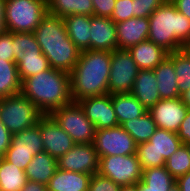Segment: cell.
Returning a JSON list of instances; mask_svg holds the SVG:
<instances>
[{
  "mask_svg": "<svg viewBox=\"0 0 190 191\" xmlns=\"http://www.w3.org/2000/svg\"><path fill=\"white\" fill-rule=\"evenodd\" d=\"M157 79V88L161 99L180 98L177 74L173 62L167 57L156 68L153 69Z\"/></svg>",
  "mask_w": 190,
  "mask_h": 191,
  "instance_id": "obj_24",
  "label": "cell"
},
{
  "mask_svg": "<svg viewBox=\"0 0 190 191\" xmlns=\"http://www.w3.org/2000/svg\"><path fill=\"white\" fill-rule=\"evenodd\" d=\"M49 115L71 136L76 144L93 143L96 133L95 125L86 117L77 102L57 108Z\"/></svg>",
  "mask_w": 190,
  "mask_h": 191,
  "instance_id": "obj_7",
  "label": "cell"
},
{
  "mask_svg": "<svg viewBox=\"0 0 190 191\" xmlns=\"http://www.w3.org/2000/svg\"><path fill=\"white\" fill-rule=\"evenodd\" d=\"M119 191H139V182L135 185L121 186Z\"/></svg>",
  "mask_w": 190,
  "mask_h": 191,
  "instance_id": "obj_50",
  "label": "cell"
},
{
  "mask_svg": "<svg viewBox=\"0 0 190 191\" xmlns=\"http://www.w3.org/2000/svg\"><path fill=\"white\" fill-rule=\"evenodd\" d=\"M39 128L44 151L56 159L66 154L76 144L50 115H43L39 119Z\"/></svg>",
  "mask_w": 190,
  "mask_h": 191,
  "instance_id": "obj_12",
  "label": "cell"
},
{
  "mask_svg": "<svg viewBox=\"0 0 190 191\" xmlns=\"http://www.w3.org/2000/svg\"><path fill=\"white\" fill-rule=\"evenodd\" d=\"M92 175L57 169L47 184V191H88Z\"/></svg>",
  "mask_w": 190,
  "mask_h": 191,
  "instance_id": "obj_21",
  "label": "cell"
},
{
  "mask_svg": "<svg viewBox=\"0 0 190 191\" xmlns=\"http://www.w3.org/2000/svg\"><path fill=\"white\" fill-rule=\"evenodd\" d=\"M0 59L15 62V48L13 44V32L0 34Z\"/></svg>",
  "mask_w": 190,
  "mask_h": 191,
  "instance_id": "obj_40",
  "label": "cell"
},
{
  "mask_svg": "<svg viewBox=\"0 0 190 191\" xmlns=\"http://www.w3.org/2000/svg\"><path fill=\"white\" fill-rule=\"evenodd\" d=\"M12 140V134L6 126L0 121V156L3 157L9 148Z\"/></svg>",
  "mask_w": 190,
  "mask_h": 191,
  "instance_id": "obj_43",
  "label": "cell"
},
{
  "mask_svg": "<svg viewBox=\"0 0 190 191\" xmlns=\"http://www.w3.org/2000/svg\"><path fill=\"white\" fill-rule=\"evenodd\" d=\"M165 167L175 179L190 171V151L186 144H181L166 160Z\"/></svg>",
  "mask_w": 190,
  "mask_h": 191,
  "instance_id": "obj_34",
  "label": "cell"
},
{
  "mask_svg": "<svg viewBox=\"0 0 190 191\" xmlns=\"http://www.w3.org/2000/svg\"><path fill=\"white\" fill-rule=\"evenodd\" d=\"M112 104L119 125L148 112L131 93L113 94Z\"/></svg>",
  "mask_w": 190,
  "mask_h": 191,
  "instance_id": "obj_25",
  "label": "cell"
},
{
  "mask_svg": "<svg viewBox=\"0 0 190 191\" xmlns=\"http://www.w3.org/2000/svg\"><path fill=\"white\" fill-rule=\"evenodd\" d=\"M110 70L111 52L104 50L81 51L78 62L70 72L73 102L87 97L108 94Z\"/></svg>",
  "mask_w": 190,
  "mask_h": 191,
  "instance_id": "obj_1",
  "label": "cell"
},
{
  "mask_svg": "<svg viewBox=\"0 0 190 191\" xmlns=\"http://www.w3.org/2000/svg\"><path fill=\"white\" fill-rule=\"evenodd\" d=\"M27 182L25 170L6 161H0V191H21Z\"/></svg>",
  "mask_w": 190,
  "mask_h": 191,
  "instance_id": "obj_32",
  "label": "cell"
},
{
  "mask_svg": "<svg viewBox=\"0 0 190 191\" xmlns=\"http://www.w3.org/2000/svg\"><path fill=\"white\" fill-rule=\"evenodd\" d=\"M34 152H23V151H15V149H7L3 158L13 163L18 168L25 170L28 164L32 161L34 157Z\"/></svg>",
  "mask_w": 190,
  "mask_h": 191,
  "instance_id": "obj_38",
  "label": "cell"
},
{
  "mask_svg": "<svg viewBox=\"0 0 190 191\" xmlns=\"http://www.w3.org/2000/svg\"><path fill=\"white\" fill-rule=\"evenodd\" d=\"M120 186L99 173L92 175L88 191H119Z\"/></svg>",
  "mask_w": 190,
  "mask_h": 191,
  "instance_id": "obj_39",
  "label": "cell"
},
{
  "mask_svg": "<svg viewBox=\"0 0 190 191\" xmlns=\"http://www.w3.org/2000/svg\"><path fill=\"white\" fill-rule=\"evenodd\" d=\"M21 87L17 64L0 59V99L21 93Z\"/></svg>",
  "mask_w": 190,
  "mask_h": 191,
  "instance_id": "obj_30",
  "label": "cell"
},
{
  "mask_svg": "<svg viewBox=\"0 0 190 191\" xmlns=\"http://www.w3.org/2000/svg\"><path fill=\"white\" fill-rule=\"evenodd\" d=\"M139 70L128 50L111 51L108 93L111 95L130 93Z\"/></svg>",
  "mask_w": 190,
  "mask_h": 191,
  "instance_id": "obj_9",
  "label": "cell"
},
{
  "mask_svg": "<svg viewBox=\"0 0 190 191\" xmlns=\"http://www.w3.org/2000/svg\"><path fill=\"white\" fill-rule=\"evenodd\" d=\"M21 191H47V185L27 180Z\"/></svg>",
  "mask_w": 190,
  "mask_h": 191,
  "instance_id": "obj_45",
  "label": "cell"
},
{
  "mask_svg": "<svg viewBox=\"0 0 190 191\" xmlns=\"http://www.w3.org/2000/svg\"><path fill=\"white\" fill-rule=\"evenodd\" d=\"M50 67L70 73L80 56L76 45L39 46Z\"/></svg>",
  "mask_w": 190,
  "mask_h": 191,
  "instance_id": "obj_20",
  "label": "cell"
},
{
  "mask_svg": "<svg viewBox=\"0 0 190 191\" xmlns=\"http://www.w3.org/2000/svg\"><path fill=\"white\" fill-rule=\"evenodd\" d=\"M98 173L121 187L137 184L142 178L143 170L136 154L114 155L99 157Z\"/></svg>",
  "mask_w": 190,
  "mask_h": 191,
  "instance_id": "obj_8",
  "label": "cell"
},
{
  "mask_svg": "<svg viewBox=\"0 0 190 191\" xmlns=\"http://www.w3.org/2000/svg\"><path fill=\"white\" fill-rule=\"evenodd\" d=\"M120 126L132 136L137 145L148 142L157 129V125L149 112L141 117L123 122Z\"/></svg>",
  "mask_w": 190,
  "mask_h": 191,
  "instance_id": "obj_31",
  "label": "cell"
},
{
  "mask_svg": "<svg viewBox=\"0 0 190 191\" xmlns=\"http://www.w3.org/2000/svg\"><path fill=\"white\" fill-rule=\"evenodd\" d=\"M148 19V40L168 53L179 51L190 37V20L170 0L159 6Z\"/></svg>",
  "mask_w": 190,
  "mask_h": 191,
  "instance_id": "obj_3",
  "label": "cell"
},
{
  "mask_svg": "<svg viewBox=\"0 0 190 191\" xmlns=\"http://www.w3.org/2000/svg\"><path fill=\"white\" fill-rule=\"evenodd\" d=\"M21 93L42 113L49 115L53 110L73 102L70 87V73L49 69L25 78Z\"/></svg>",
  "mask_w": 190,
  "mask_h": 191,
  "instance_id": "obj_2",
  "label": "cell"
},
{
  "mask_svg": "<svg viewBox=\"0 0 190 191\" xmlns=\"http://www.w3.org/2000/svg\"><path fill=\"white\" fill-rule=\"evenodd\" d=\"M70 40L80 51L90 50L91 16L68 15L63 18Z\"/></svg>",
  "mask_w": 190,
  "mask_h": 191,
  "instance_id": "obj_23",
  "label": "cell"
},
{
  "mask_svg": "<svg viewBox=\"0 0 190 191\" xmlns=\"http://www.w3.org/2000/svg\"><path fill=\"white\" fill-rule=\"evenodd\" d=\"M177 10L190 20V0H170Z\"/></svg>",
  "mask_w": 190,
  "mask_h": 191,
  "instance_id": "obj_44",
  "label": "cell"
},
{
  "mask_svg": "<svg viewBox=\"0 0 190 191\" xmlns=\"http://www.w3.org/2000/svg\"><path fill=\"white\" fill-rule=\"evenodd\" d=\"M169 191H181V190L179 185L176 182H174V184H172V186L170 187Z\"/></svg>",
  "mask_w": 190,
  "mask_h": 191,
  "instance_id": "obj_51",
  "label": "cell"
},
{
  "mask_svg": "<svg viewBox=\"0 0 190 191\" xmlns=\"http://www.w3.org/2000/svg\"><path fill=\"white\" fill-rule=\"evenodd\" d=\"M33 33L39 46L75 45L68 37L63 18L49 13Z\"/></svg>",
  "mask_w": 190,
  "mask_h": 191,
  "instance_id": "obj_16",
  "label": "cell"
},
{
  "mask_svg": "<svg viewBox=\"0 0 190 191\" xmlns=\"http://www.w3.org/2000/svg\"><path fill=\"white\" fill-rule=\"evenodd\" d=\"M180 51L186 56H190V37L182 44Z\"/></svg>",
  "mask_w": 190,
  "mask_h": 191,
  "instance_id": "obj_48",
  "label": "cell"
},
{
  "mask_svg": "<svg viewBox=\"0 0 190 191\" xmlns=\"http://www.w3.org/2000/svg\"><path fill=\"white\" fill-rule=\"evenodd\" d=\"M5 7L6 0H0V34L6 32V23H5Z\"/></svg>",
  "mask_w": 190,
  "mask_h": 191,
  "instance_id": "obj_47",
  "label": "cell"
},
{
  "mask_svg": "<svg viewBox=\"0 0 190 191\" xmlns=\"http://www.w3.org/2000/svg\"><path fill=\"white\" fill-rule=\"evenodd\" d=\"M188 109L181 98L161 99L148 112L157 128L177 133Z\"/></svg>",
  "mask_w": 190,
  "mask_h": 191,
  "instance_id": "obj_14",
  "label": "cell"
},
{
  "mask_svg": "<svg viewBox=\"0 0 190 191\" xmlns=\"http://www.w3.org/2000/svg\"><path fill=\"white\" fill-rule=\"evenodd\" d=\"M128 52L140 70H153L168 56L166 50L149 40L134 45Z\"/></svg>",
  "mask_w": 190,
  "mask_h": 191,
  "instance_id": "obj_19",
  "label": "cell"
},
{
  "mask_svg": "<svg viewBox=\"0 0 190 191\" xmlns=\"http://www.w3.org/2000/svg\"><path fill=\"white\" fill-rule=\"evenodd\" d=\"M157 85L153 70H139L130 93L149 111L161 100Z\"/></svg>",
  "mask_w": 190,
  "mask_h": 191,
  "instance_id": "obj_18",
  "label": "cell"
},
{
  "mask_svg": "<svg viewBox=\"0 0 190 191\" xmlns=\"http://www.w3.org/2000/svg\"><path fill=\"white\" fill-rule=\"evenodd\" d=\"M174 65L177 74V84L180 95L190 88V57L186 56L182 51L168 53L167 56Z\"/></svg>",
  "mask_w": 190,
  "mask_h": 191,
  "instance_id": "obj_33",
  "label": "cell"
},
{
  "mask_svg": "<svg viewBox=\"0 0 190 191\" xmlns=\"http://www.w3.org/2000/svg\"><path fill=\"white\" fill-rule=\"evenodd\" d=\"M21 81L50 68L48 59L40 48H28L22 60L17 63Z\"/></svg>",
  "mask_w": 190,
  "mask_h": 191,
  "instance_id": "obj_28",
  "label": "cell"
},
{
  "mask_svg": "<svg viewBox=\"0 0 190 191\" xmlns=\"http://www.w3.org/2000/svg\"><path fill=\"white\" fill-rule=\"evenodd\" d=\"M134 17V7L132 0H116L111 19L115 22H121Z\"/></svg>",
  "mask_w": 190,
  "mask_h": 191,
  "instance_id": "obj_36",
  "label": "cell"
},
{
  "mask_svg": "<svg viewBox=\"0 0 190 191\" xmlns=\"http://www.w3.org/2000/svg\"><path fill=\"white\" fill-rule=\"evenodd\" d=\"M167 0H132L134 17H149L159 6Z\"/></svg>",
  "mask_w": 190,
  "mask_h": 191,
  "instance_id": "obj_37",
  "label": "cell"
},
{
  "mask_svg": "<svg viewBox=\"0 0 190 191\" xmlns=\"http://www.w3.org/2000/svg\"><path fill=\"white\" fill-rule=\"evenodd\" d=\"M13 44L15 48V63L22 60L24 52L28 48H40L34 33L13 32Z\"/></svg>",
  "mask_w": 190,
  "mask_h": 191,
  "instance_id": "obj_35",
  "label": "cell"
},
{
  "mask_svg": "<svg viewBox=\"0 0 190 191\" xmlns=\"http://www.w3.org/2000/svg\"><path fill=\"white\" fill-rule=\"evenodd\" d=\"M86 117L95 125L96 130L118 126L112 95L87 97L77 101Z\"/></svg>",
  "mask_w": 190,
  "mask_h": 191,
  "instance_id": "obj_13",
  "label": "cell"
},
{
  "mask_svg": "<svg viewBox=\"0 0 190 191\" xmlns=\"http://www.w3.org/2000/svg\"><path fill=\"white\" fill-rule=\"evenodd\" d=\"M93 145L99 157L136 154L137 144L120 125L96 130Z\"/></svg>",
  "mask_w": 190,
  "mask_h": 191,
  "instance_id": "obj_10",
  "label": "cell"
},
{
  "mask_svg": "<svg viewBox=\"0 0 190 191\" xmlns=\"http://www.w3.org/2000/svg\"><path fill=\"white\" fill-rule=\"evenodd\" d=\"M149 29L147 17H132L116 23L117 49L128 50L134 45L148 40Z\"/></svg>",
  "mask_w": 190,
  "mask_h": 191,
  "instance_id": "obj_15",
  "label": "cell"
},
{
  "mask_svg": "<svg viewBox=\"0 0 190 191\" xmlns=\"http://www.w3.org/2000/svg\"><path fill=\"white\" fill-rule=\"evenodd\" d=\"M42 116L22 93L0 99V121L12 135L34 126Z\"/></svg>",
  "mask_w": 190,
  "mask_h": 191,
  "instance_id": "obj_5",
  "label": "cell"
},
{
  "mask_svg": "<svg viewBox=\"0 0 190 191\" xmlns=\"http://www.w3.org/2000/svg\"><path fill=\"white\" fill-rule=\"evenodd\" d=\"M174 182L176 179L165 166L147 168L139 181V191H169Z\"/></svg>",
  "mask_w": 190,
  "mask_h": 191,
  "instance_id": "obj_26",
  "label": "cell"
},
{
  "mask_svg": "<svg viewBox=\"0 0 190 191\" xmlns=\"http://www.w3.org/2000/svg\"><path fill=\"white\" fill-rule=\"evenodd\" d=\"M181 144L177 133L157 128L148 142L137 145L136 155L142 170L165 166L166 160Z\"/></svg>",
  "mask_w": 190,
  "mask_h": 191,
  "instance_id": "obj_6",
  "label": "cell"
},
{
  "mask_svg": "<svg viewBox=\"0 0 190 191\" xmlns=\"http://www.w3.org/2000/svg\"><path fill=\"white\" fill-rule=\"evenodd\" d=\"M57 161L58 168L66 171L93 175L99 169V156L93 143H77Z\"/></svg>",
  "mask_w": 190,
  "mask_h": 191,
  "instance_id": "obj_11",
  "label": "cell"
},
{
  "mask_svg": "<svg viewBox=\"0 0 190 191\" xmlns=\"http://www.w3.org/2000/svg\"><path fill=\"white\" fill-rule=\"evenodd\" d=\"M47 13L46 0H6V30L33 33Z\"/></svg>",
  "mask_w": 190,
  "mask_h": 191,
  "instance_id": "obj_4",
  "label": "cell"
},
{
  "mask_svg": "<svg viewBox=\"0 0 190 191\" xmlns=\"http://www.w3.org/2000/svg\"><path fill=\"white\" fill-rule=\"evenodd\" d=\"M94 16L110 18L114 10L116 0H92Z\"/></svg>",
  "mask_w": 190,
  "mask_h": 191,
  "instance_id": "obj_41",
  "label": "cell"
},
{
  "mask_svg": "<svg viewBox=\"0 0 190 191\" xmlns=\"http://www.w3.org/2000/svg\"><path fill=\"white\" fill-rule=\"evenodd\" d=\"M90 50L117 49L116 23L111 18L91 16Z\"/></svg>",
  "mask_w": 190,
  "mask_h": 191,
  "instance_id": "obj_17",
  "label": "cell"
},
{
  "mask_svg": "<svg viewBox=\"0 0 190 191\" xmlns=\"http://www.w3.org/2000/svg\"><path fill=\"white\" fill-rule=\"evenodd\" d=\"M179 139L182 144H190V108L188 109L185 118L181 122L179 130L177 131Z\"/></svg>",
  "mask_w": 190,
  "mask_h": 191,
  "instance_id": "obj_42",
  "label": "cell"
},
{
  "mask_svg": "<svg viewBox=\"0 0 190 191\" xmlns=\"http://www.w3.org/2000/svg\"><path fill=\"white\" fill-rule=\"evenodd\" d=\"M180 98L190 108V88L186 92L181 94Z\"/></svg>",
  "mask_w": 190,
  "mask_h": 191,
  "instance_id": "obj_49",
  "label": "cell"
},
{
  "mask_svg": "<svg viewBox=\"0 0 190 191\" xmlns=\"http://www.w3.org/2000/svg\"><path fill=\"white\" fill-rule=\"evenodd\" d=\"M57 169V159L42 151L34 155L25 169V174L27 180L47 185Z\"/></svg>",
  "mask_w": 190,
  "mask_h": 191,
  "instance_id": "obj_22",
  "label": "cell"
},
{
  "mask_svg": "<svg viewBox=\"0 0 190 191\" xmlns=\"http://www.w3.org/2000/svg\"><path fill=\"white\" fill-rule=\"evenodd\" d=\"M8 149L15 151L34 152L44 151V145L40 134L39 121L34 126L12 135Z\"/></svg>",
  "mask_w": 190,
  "mask_h": 191,
  "instance_id": "obj_29",
  "label": "cell"
},
{
  "mask_svg": "<svg viewBox=\"0 0 190 191\" xmlns=\"http://www.w3.org/2000/svg\"><path fill=\"white\" fill-rule=\"evenodd\" d=\"M48 13L64 18L68 15L94 16L92 0H47Z\"/></svg>",
  "mask_w": 190,
  "mask_h": 191,
  "instance_id": "obj_27",
  "label": "cell"
},
{
  "mask_svg": "<svg viewBox=\"0 0 190 191\" xmlns=\"http://www.w3.org/2000/svg\"><path fill=\"white\" fill-rule=\"evenodd\" d=\"M181 191H190V171L176 179Z\"/></svg>",
  "mask_w": 190,
  "mask_h": 191,
  "instance_id": "obj_46",
  "label": "cell"
}]
</instances>
